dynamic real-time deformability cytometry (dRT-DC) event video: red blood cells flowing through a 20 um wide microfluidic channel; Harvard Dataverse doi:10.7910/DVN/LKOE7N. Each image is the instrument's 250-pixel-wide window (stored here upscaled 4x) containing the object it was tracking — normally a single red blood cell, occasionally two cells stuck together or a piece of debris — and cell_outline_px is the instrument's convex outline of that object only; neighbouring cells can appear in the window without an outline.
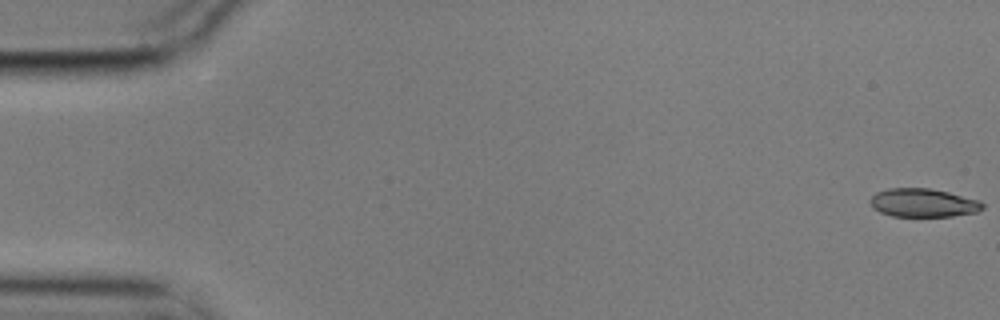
{"species": "common noctule bat (a hibernating species)", "species_latin": "Nyctalus noctula", "temperature_condition": "cold", "stored_images_in_passage": 8, "camera_frame_rate_fps": 3000, "um_per_image_px": 0.085, "animal": {"sex": "male", "body_mass_g": 17.9}, "frame": {"image": 1, "passage_image": 1, "time_ms": 0.0, "image_size_px": [1000, 320], "cell_outline_px": [[984, 208], [976, 212], [952, 216], [892, 216], [880, 212], [872, 208], [868, 200], [876, 192], [888, 188], [928, 188], [948, 192], [980, 200], [984, 204]], "centroid_in_image_um": [78.45, 17.23], "position_along_channel_um": 6.6, "area_um2": 18.73}}